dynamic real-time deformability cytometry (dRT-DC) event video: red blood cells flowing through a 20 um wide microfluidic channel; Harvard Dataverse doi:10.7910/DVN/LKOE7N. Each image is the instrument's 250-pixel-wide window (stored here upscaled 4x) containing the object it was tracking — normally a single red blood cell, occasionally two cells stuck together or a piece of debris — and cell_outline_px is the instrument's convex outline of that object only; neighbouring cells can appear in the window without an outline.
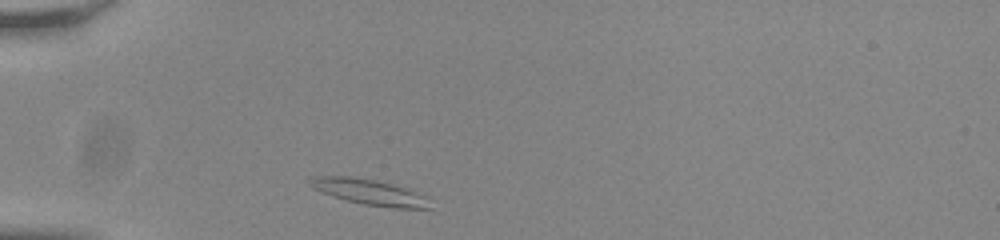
{"species": "common noctule bat (a hibernating species)", "species_latin": "Nyctalus noctula", "temperature_condition": "room temperature", "stored_images_in_passage": 33, "camera_frame_rate_fps": 3000, "um_per_image_px": 0.085, "animal": {"sex": "male", "body_mass_g": 20.0, "forearm_length_mm": 53.3}, "frame": {"image": 1, "passage_image": 2, "time_ms": 0.333, "image_size_px": [1000, 240], "cell_outline_px": [[432, 208], [396, 208], [364, 204], [344, 200], [332, 196], [312, 188], [308, 184], [308, 180], [312, 176], [352, 176], [372, 180], [404, 188], [428, 196]], "centroid_in_image_um": [31.37, 16.33], "position_along_channel_um": 53.6, "area_um2": 17.8}}
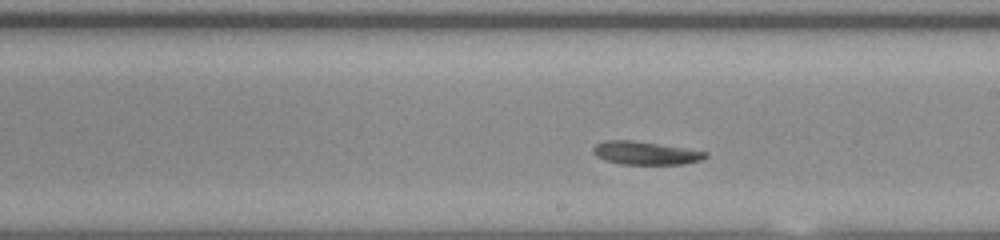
{"frame": {"image": 2, "passage_image": 18, "time_ms": 5.667, "image_size_px": [1000, 240], "cell_outline_px": [[708, 156], [700, 160], [684, 164], [620, 164], [604, 160], [596, 156], [592, 152], [592, 148], [596, 144], [604, 140], [632, 140], [660, 144], [708, 152]], "centroid_in_image_um": [54.82, 13.01], "position_along_channel_um": 234.2, "area_um2": 15.2}}
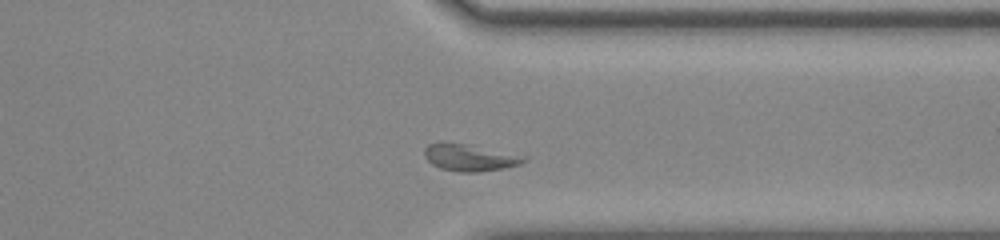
{"frame": {"image": 3, "passage_image": 29, "time_ms": 9.333, "image_size_px": [1000, 240], "cell_outline_px": [[528, 160], [520, 164], [504, 168], [480, 172], [460, 172], [440, 168], [432, 164], [424, 156], [424, 148], [428, 144], [440, 140], [444, 140], [528, 156]], "centroid_in_image_um": [39.9, 13.37], "position_along_channel_um": 371.5, "area_um2": 15.9}, "authors_computed_cell_mechanics": {"area_um2": 15.028, "velocity_mm_per_s": 3.7309, "shape_relaxation_time_tau1_ms": 5.4042, "shape_relaxation_time_tau2_ms": 0.6905, "deformation_change_tau1": 0.1238, "deformation_change_tau2": 0.0496}}